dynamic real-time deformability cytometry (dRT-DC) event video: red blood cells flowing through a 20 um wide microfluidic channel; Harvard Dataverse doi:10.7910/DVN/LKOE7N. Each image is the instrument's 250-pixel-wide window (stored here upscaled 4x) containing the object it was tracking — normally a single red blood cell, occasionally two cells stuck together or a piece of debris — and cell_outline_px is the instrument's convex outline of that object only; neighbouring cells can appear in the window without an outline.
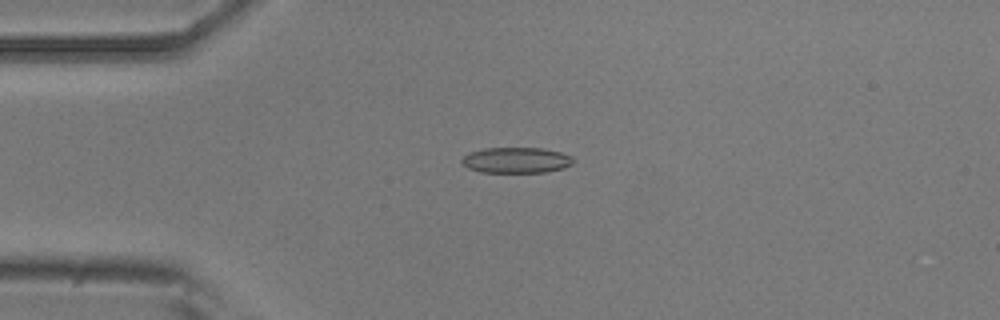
{"species": "common noctule bat (a hibernating species)", "species_latin": "Nyctalus noctula", "temperature_condition": "room temperature", "stored_images_in_passage": 51, "camera_frame_rate_fps": 3000, "um_per_image_px": 0.085, "animal": {"sex": "male", "body_mass_g": 20.5, "forearm_length_mm": 52.5}, "frame": {"image": 1, "passage_image": 12, "time_ms": 3.667, "image_size_px": [1000, 320], "cell_outline_px": [[576, 160], [572, 164], [564, 168], [544, 172], [480, 172], [468, 168], [460, 164], [460, 160], [468, 152], [484, 148], [544, 148], [560, 152], [572, 156]], "centroid_in_image_um": [43.87, 13.61], "position_along_channel_um": 41.1, "area_um2": 16.94}}
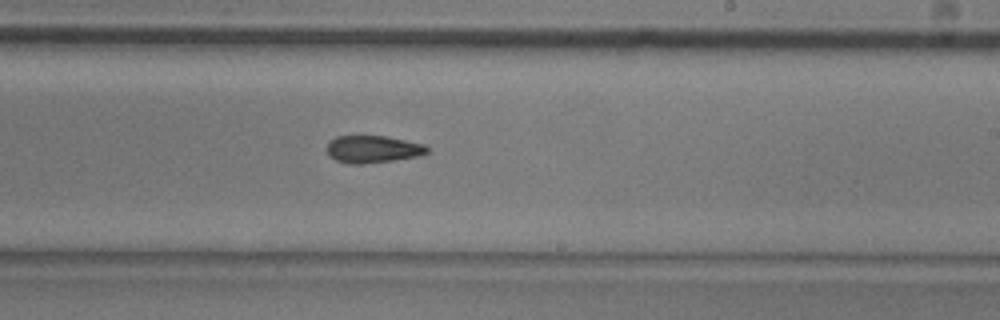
{"frame": {"image": 2, "passage_image": 30, "time_ms": 9.667, "image_size_px": [1000, 320], "cell_outline_px": [[428, 152], [416, 156], [392, 160], [360, 164], [348, 164], [336, 160], [328, 156], [328, 144], [336, 136], [384, 136], [424, 144], [428, 148]], "centroid_in_image_um": [31.66, 12.68], "position_along_channel_um": 257.3, "area_um2": 15.66}}
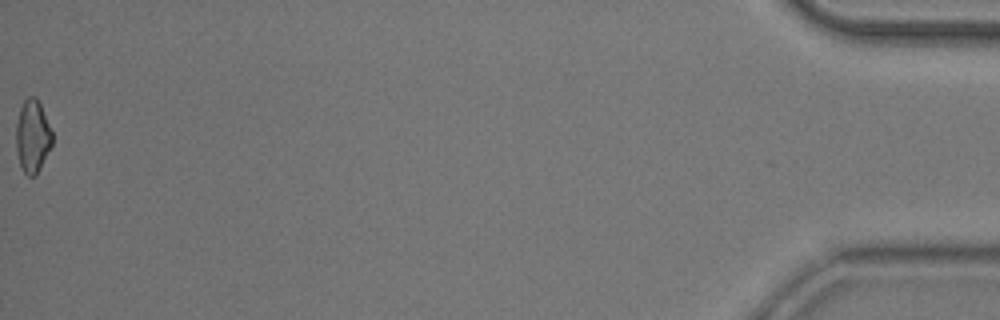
{"frame": {"image": 3, "passage_image": 51, "time_ms": 16.667, "image_size_px": [1000, 320], "cell_outline_px": [[52, 144], [36, 176], [28, 176], [24, 172], [20, 164], [16, 148], [16, 124], [20, 108], [24, 100], [28, 96], [36, 96], [40, 104], [52, 132]], "centroid_in_image_um": [2.76, 11.57], "position_along_channel_um": 432.4, "area_um2": 15.2}, "authors_computed_cell_mechanics": {"area_um2": 16.473, "velocity_mm_per_s": 3.9626, "shape_relaxation_time_tau1_ms": null, "shape_relaxation_time_tau2_ms": 9.7835, "deformation_change_tau1": null, "deformation_change_tau2": 0.1879}}